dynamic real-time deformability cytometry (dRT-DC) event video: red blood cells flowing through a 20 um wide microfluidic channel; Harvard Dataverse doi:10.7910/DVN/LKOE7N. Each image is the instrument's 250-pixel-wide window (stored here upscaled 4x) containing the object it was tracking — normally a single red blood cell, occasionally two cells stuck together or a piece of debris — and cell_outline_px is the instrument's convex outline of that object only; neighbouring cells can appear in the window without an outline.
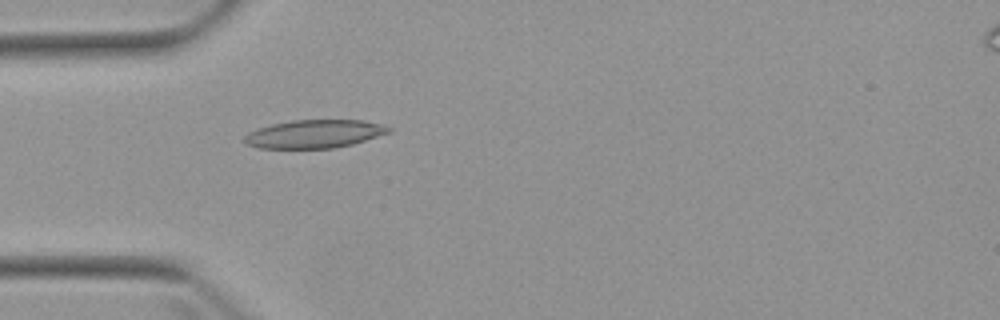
{"species": "Egyptian fruit bat (a non-hibernating species)", "species_latin": "Rousettus aegyptiacus", "temperature_condition": "warm", "stored_images_in_passage": 1, "camera_frame_rate_fps": 3000, "um_per_image_px": 0.085, "animal": {"sex": "female"}, "frame": {"image": 1, "passage_image": 1, "time_ms": 0.0, "image_size_px": [1000, 320], "cell_outline_px": [[392, 132], [352, 144], [332, 148], [260, 148], [248, 144], [244, 140], [244, 136], [248, 132], [256, 128], [272, 124], [292, 120], [360, 120], [384, 124], [392, 128]], "centroid_in_image_um": [26.75, 11.37], "position_along_channel_um": 58.3, "area_um2": 23.76}}